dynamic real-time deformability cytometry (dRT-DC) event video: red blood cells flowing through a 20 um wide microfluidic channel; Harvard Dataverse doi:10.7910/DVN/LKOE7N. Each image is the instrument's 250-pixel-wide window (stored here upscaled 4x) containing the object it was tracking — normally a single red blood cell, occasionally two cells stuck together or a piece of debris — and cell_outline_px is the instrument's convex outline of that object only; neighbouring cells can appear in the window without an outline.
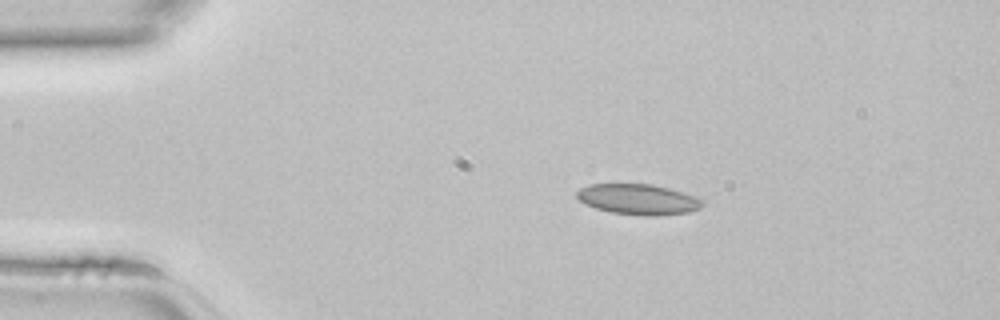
{"species": "common noctule bat (a hibernating species)", "species_latin": "Nyctalus noctula", "temperature_condition": "room temperature", "stored_images_in_passage": 37, "camera_frame_rate_fps": 3000, "um_per_image_px": 0.085, "animal": {"sex": "female", "body_mass_g": 22.7, "forearm_length_mm": 54.2}, "frame": {"image": 1, "passage_image": 1, "time_ms": 0.0, "image_size_px": [1000, 320], "cell_outline_px": [[704, 204], [700, 208], [688, 212], [648, 216], [644, 216], [612, 212], [596, 208], [584, 204], [576, 196], [576, 192], [580, 188], [588, 184], [652, 184], [668, 188], [704, 200]], "centroid_in_image_um": [54.21, 16.94], "position_along_channel_um": 30.8, "area_um2": 22.14}}
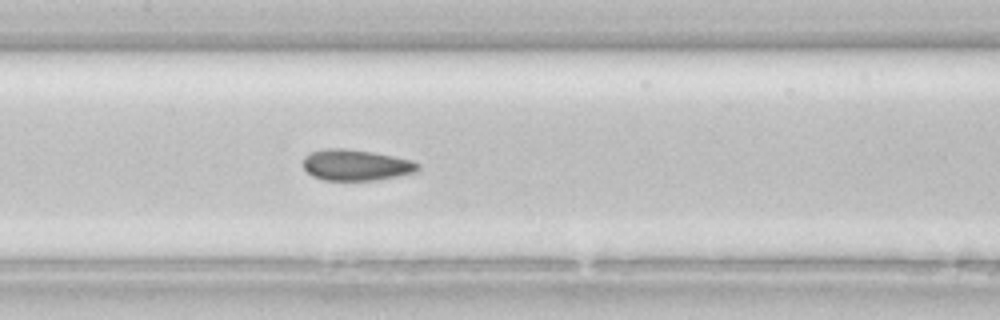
{"frame": {"image": 2, "passage_image": 14, "time_ms": 4.333, "image_size_px": [1000, 320], "cell_outline_px": [[420, 168], [416, 172], [376, 180], [324, 180], [312, 176], [304, 168], [304, 156], [312, 152], [324, 148], [344, 148], [372, 152], [412, 160], [420, 164]], "centroid_in_image_um": [30.26, 14.02], "position_along_channel_um": 177.1, "area_um2": 20.69}}
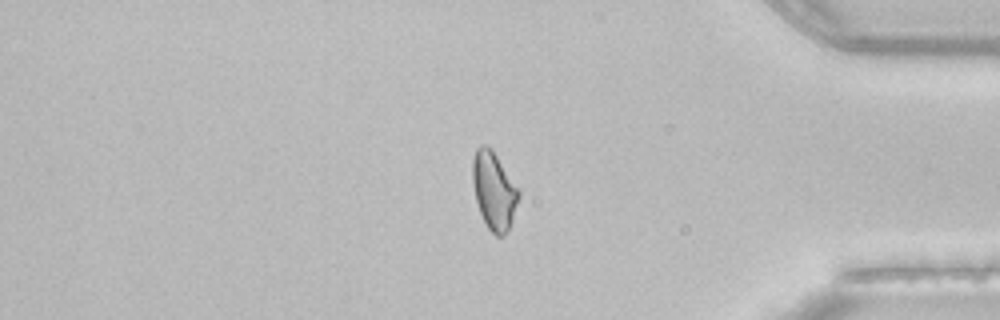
{"frame": {"image": 3, "passage_image": 30, "time_ms": 9.667, "image_size_px": [1000, 320], "cell_outline_px": [[520, 196], [508, 228], [504, 236], [496, 236], [488, 228], [480, 212], [476, 200], [472, 184], [472, 160], [476, 148], [480, 144], [488, 144], [492, 148], [520, 192]], "centroid_in_image_um": [41.95, 16.15], "position_along_channel_um": 393.2, "area_um2": 20.75}}